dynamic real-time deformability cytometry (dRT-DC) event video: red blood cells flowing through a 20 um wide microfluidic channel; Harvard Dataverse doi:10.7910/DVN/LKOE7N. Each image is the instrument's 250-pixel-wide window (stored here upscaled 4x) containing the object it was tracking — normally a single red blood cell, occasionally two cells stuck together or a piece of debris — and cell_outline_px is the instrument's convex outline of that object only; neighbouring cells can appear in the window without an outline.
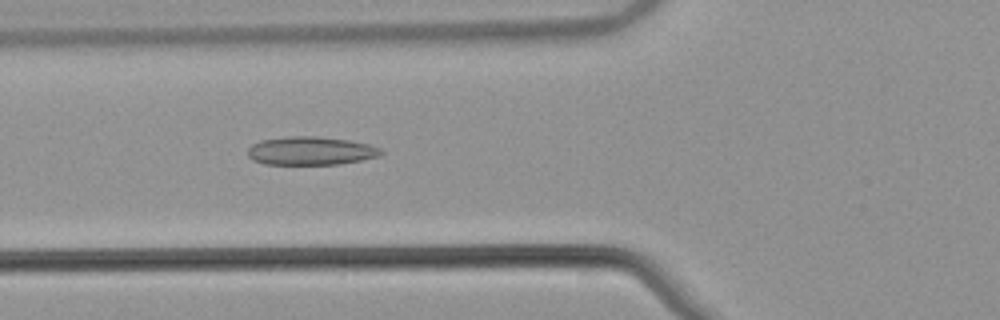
{"species": "common noctule bat (a hibernating species)", "species_latin": "Nyctalus noctula", "temperature_condition": "warm", "stored_images_in_passage": 52, "camera_frame_rate_fps": 3000, "um_per_image_px": 0.085, "animal": {"sex": "male", "body_mass_g": 21.5, "forearm_length_mm": 52.0}, "frame": {"image": 1, "passage_image": 19, "time_ms": 6.0, "image_size_px": [1000, 320], "cell_outline_px": [[384, 152], [380, 156], [340, 164], [264, 164], [252, 160], [248, 156], [248, 148], [252, 144], [260, 140], [292, 136], [316, 136], [348, 140], [368, 144], [380, 148]], "centroid_in_image_um": [26.4, 12.82], "position_along_channel_um": 99.4, "area_um2": 22.02}}
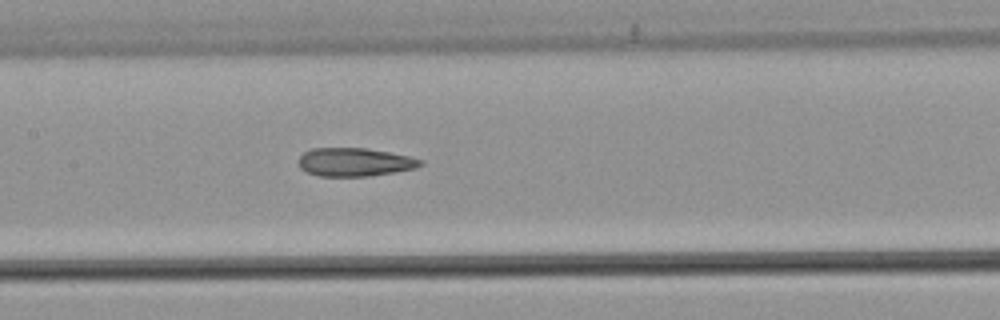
{"frame": {"image": 2, "passage_image": 25, "time_ms": 8.0, "image_size_px": [1000, 320], "cell_outline_px": [[424, 164], [416, 168], [396, 172], [368, 176], [320, 176], [304, 172], [300, 168], [300, 156], [304, 152], [312, 148], [368, 148], [408, 156], [424, 160]], "centroid_in_image_um": [30.16, 13.78], "position_along_channel_um": 177.2, "area_um2": 20.23}}
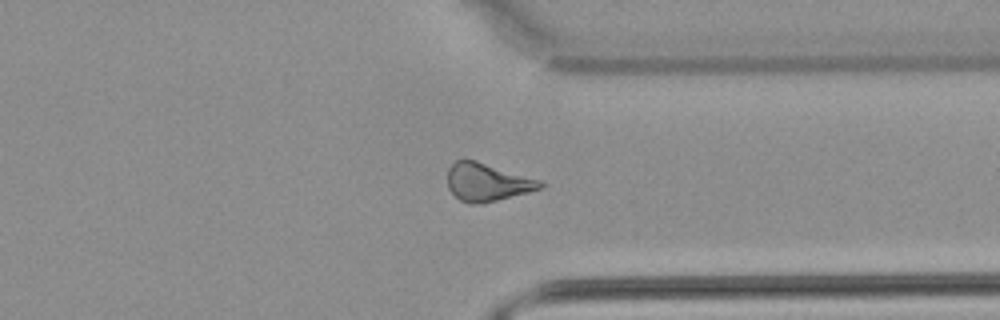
{"frame": {"image": 3, "passage_image": 40, "time_ms": 13.0, "image_size_px": [1000, 320], "cell_outline_px": [[544, 188], [480, 204], [468, 204], [460, 200], [448, 188], [448, 168], [456, 160], [476, 160], [540, 180], [544, 184]], "centroid_in_image_um": [41.4, 15.49], "position_along_channel_um": 370.0, "area_um2": 20.35}, "authors_computed_cell_mechanics": {"area_um2": 21.1548, "velocity_mm_per_s": 3.872, "shape_relaxation_time_tau1_ms": null, "shape_relaxation_time_tau2_ms": 4.6302, "deformation_change_tau1": null, "deformation_change_tau2": 0.1444}}